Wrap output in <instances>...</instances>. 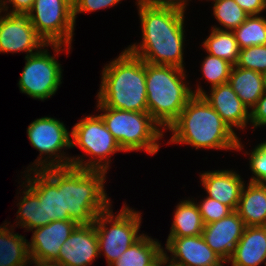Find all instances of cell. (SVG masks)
I'll use <instances>...</instances> for the list:
<instances>
[{"label":"cell","mask_w":266,"mask_h":266,"mask_svg":"<svg viewBox=\"0 0 266 266\" xmlns=\"http://www.w3.org/2000/svg\"><path fill=\"white\" fill-rule=\"evenodd\" d=\"M66 126L60 118L50 115L31 121L26 128L27 138L39 154L22 172L71 166V130Z\"/></svg>","instance_id":"cell-10"},{"label":"cell","mask_w":266,"mask_h":266,"mask_svg":"<svg viewBox=\"0 0 266 266\" xmlns=\"http://www.w3.org/2000/svg\"><path fill=\"white\" fill-rule=\"evenodd\" d=\"M244 221L236 211L222 219L206 224L202 236L206 244L226 263L243 235Z\"/></svg>","instance_id":"cell-19"},{"label":"cell","mask_w":266,"mask_h":266,"mask_svg":"<svg viewBox=\"0 0 266 266\" xmlns=\"http://www.w3.org/2000/svg\"><path fill=\"white\" fill-rule=\"evenodd\" d=\"M121 210L113 212V205L100 213L94 226L97 233L99 257L109 266L145 233L141 231L143 212L124 201ZM141 232V233H140Z\"/></svg>","instance_id":"cell-9"},{"label":"cell","mask_w":266,"mask_h":266,"mask_svg":"<svg viewBox=\"0 0 266 266\" xmlns=\"http://www.w3.org/2000/svg\"><path fill=\"white\" fill-rule=\"evenodd\" d=\"M228 264V265H227ZM260 266L266 264V226H247L238 241L229 266Z\"/></svg>","instance_id":"cell-20"},{"label":"cell","mask_w":266,"mask_h":266,"mask_svg":"<svg viewBox=\"0 0 266 266\" xmlns=\"http://www.w3.org/2000/svg\"><path fill=\"white\" fill-rule=\"evenodd\" d=\"M77 225L73 220H55L29 231L32 233L27 241L31 260L53 263L59 256L62 244Z\"/></svg>","instance_id":"cell-15"},{"label":"cell","mask_w":266,"mask_h":266,"mask_svg":"<svg viewBox=\"0 0 266 266\" xmlns=\"http://www.w3.org/2000/svg\"><path fill=\"white\" fill-rule=\"evenodd\" d=\"M166 145H185L196 151L236 152L240 137L202 95H193L179 117L168 127Z\"/></svg>","instance_id":"cell-2"},{"label":"cell","mask_w":266,"mask_h":266,"mask_svg":"<svg viewBox=\"0 0 266 266\" xmlns=\"http://www.w3.org/2000/svg\"><path fill=\"white\" fill-rule=\"evenodd\" d=\"M211 4V15L215 19V24L209 28L224 31H234L242 24L249 14L245 12L235 0H204ZM217 23V24H216Z\"/></svg>","instance_id":"cell-29"},{"label":"cell","mask_w":266,"mask_h":266,"mask_svg":"<svg viewBox=\"0 0 266 266\" xmlns=\"http://www.w3.org/2000/svg\"><path fill=\"white\" fill-rule=\"evenodd\" d=\"M145 234L109 266H147L162 250L157 238Z\"/></svg>","instance_id":"cell-28"},{"label":"cell","mask_w":266,"mask_h":266,"mask_svg":"<svg viewBox=\"0 0 266 266\" xmlns=\"http://www.w3.org/2000/svg\"><path fill=\"white\" fill-rule=\"evenodd\" d=\"M61 189L63 213L77 224H92L114 203L107 194V171L74 166L42 169Z\"/></svg>","instance_id":"cell-3"},{"label":"cell","mask_w":266,"mask_h":266,"mask_svg":"<svg viewBox=\"0 0 266 266\" xmlns=\"http://www.w3.org/2000/svg\"><path fill=\"white\" fill-rule=\"evenodd\" d=\"M135 6L138 11L141 40L125 48L146 63L187 70L184 61L186 47L189 45V39L186 40L189 29L185 24L188 12L150 5L144 0H135Z\"/></svg>","instance_id":"cell-1"},{"label":"cell","mask_w":266,"mask_h":266,"mask_svg":"<svg viewBox=\"0 0 266 266\" xmlns=\"http://www.w3.org/2000/svg\"><path fill=\"white\" fill-rule=\"evenodd\" d=\"M15 229L5 220L0 225V266H26L31 261L29 239Z\"/></svg>","instance_id":"cell-23"},{"label":"cell","mask_w":266,"mask_h":266,"mask_svg":"<svg viewBox=\"0 0 266 266\" xmlns=\"http://www.w3.org/2000/svg\"><path fill=\"white\" fill-rule=\"evenodd\" d=\"M202 96L236 134L242 136L240 133L248 130L250 110L229 83L207 89Z\"/></svg>","instance_id":"cell-17"},{"label":"cell","mask_w":266,"mask_h":266,"mask_svg":"<svg viewBox=\"0 0 266 266\" xmlns=\"http://www.w3.org/2000/svg\"><path fill=\"white\" fill-rule=\"evenodd\" d=\"M266 13L249 15L234 31L240 49L266 45Z\"/></svg>","instance_id":"cell-30"},{"label":"cell","mask_w":266,"mask_h":266,"mask_svg":"<svg viewBox=\"0 0 266 266\" xmlns=\"http://www.w3.org/2000/svg\"><path fill=\"white\" fill-rule=\"evenodd\" d=\"M125 1V0H124ZM123 0H73V19L76 25L78 15L107 10L121 4Z\"/></svg>","instance_id":"cell-34"},{"label":"cell","mask_w":266,"mask_h":266,"mask_svg":"<svg viewBox=\"0 0 266 266\" xmlns=\"http://www.w3.org/2000/svg\"><path fill=\"white\" fill-rule=\"evenodd\" d=\"M18 179L17 184L19 186H17L18 190H16L17 193L14 196L17 200L14 201L16 203L14 205L17 207L16 218L12 224L11 221L6 219L5 221L10 226L18 227V229L22 228L24 232H29L43 226V203L22 180L20 181V178Z\"/></svg>","instance_id":"cell-21"},{"label":"cell","mask_w":266,"mask_h":266,"mask_svg":"<svg viewBox=\"0 0 266 266\" xmlns=\"http://www.w3.org/2000/svg\"><path fill=\"white\" fill-rule=\"evenodd\" d=\"M170 231L167 237H186L202 235L204 222L199 208L191 197L180 199L173 210Z\"/></svg>","instance_id":"cell-24"},{"label":"cell","mask_w":266,"mask_h":266,"mask_svg":"<svg viewBox=\"0 0 266 266\" xmlns=\"http://www.w3.org/2000/svg\"><path fill=\"white\" fill-rule=\"evenodd\" d=\"M203 195L202 193V196L199 195L197 198L191 196V198L199 208L204 225L218 221L233 212L229 206Z\"/></svg>","instance_id":"cell-32"},{"label":"cell","mask_w":266,"mask_h":266,"mask_svg":"<svg viewBox=\"0 0 266 266\" xmlns=\"http://www.w3.org/2000/svg\"><path fill=\"white\" fill-rule=\"evenodd\" d=\"M266 128V92L250 110V128L253 131ZM253 129V130H252Z\"/></svg>","instance_id":"cell-35"},{"label":"cell","mask_w":266,"mask_h":266,"mask_svg":"<svg viewBox=\"0 0 266 266\" xmlns=\"http://www.w3.org/2000/svg\"><path fill=\"white\" fill-rule=\"evenodd\" d=\"M235 2L249 15L266 13V8L261 0H235Z\"/></svg>","instance_id":"cell-38"},{"label":"cell","mask_w":266,"mask_h":266,"mask_svg":"<svg viewBox=\"0 0 266 266\" xmlns=\"http://www.w3.org/2000/svg\"><path fill=\"white\" fill-rule=\"evenodd\" d=\"M100 71L95 104L124 111L148 112L146 62L124 48Z\"/></svg>","instance_id":"cell-4"},{"label":"cell","mask_w":266,"mask_h":266,"mask_svg":"<svg viewBox=\"0 0 266 266\" xmlns=\"http://www.w3.org/2000/svg\"><path fill=\"white\" fill-rule=\"evenodd\" d=\"M245 226H266V184L246 182L235 210Z\"/></svg>","instance_id":"cell-22"},{"label":"cell","mask_w":266,"mask_h":266,"mask_svg":"<svg viewBox=\"0 0 266 266\" xmlns=\"http://www.w3.org/2000/svg\"><path fill=\"white\" fill-rule=\"evenodd\" d=\"M236 66L262 74L266 71V45H255L240 49Z\"/></svg>","instance_id":"cell-33"},{"label":"cell","mask_w":266,"mask_h":266,"mask_svg":"<svg viewBox=\"0 0 266 266\" xmlns=\"http://www.w3.org/2000/svg\"><path fill=\"white\" fill-rule=\"evenodd\" d=\"M228 83L249 110L265 93L262 74L251 69L234 65Z\"/></svg>","instance_id":"cell-25"},{"label":"cell","mask_w":266,"mask_h":266,"mask_svg":"<svg viewBox=\"0 0 266 266\" xmlns=\"http://www.w3.org/2000/svg\"><path fill=\"white\" fill-rule=\"evenodd\" d=\"M35 0H0V11L29 13Z\"/></svg>","instance_id":"cell-36"},{"label":"cell","mask_w":266,"mask_h":266,"mask_svg":"<svg viewBox=\"0 0 266 266\" xmlns=\"http://www.w3.org/2000/svg\"><path fill=\"white\" fill-rule=\"evenodd\" d=\"M203 55V58L200 61V69L198 70L201 73V77H198L195 81L196 83L191 85V90L193 95H202L205 92V89H210L212 87L218 86L220 84L228 83L230 77V72L233 67L228 61L221 59L219 57L212 56L208 53ZM202 81H200V79ZM204 79V80H203ZM206 82H203L205 81ZM205 86L201 85L203 83ZM207 84V85H206ZM209 87L207 88V86ZM193 86V87H192Z\"/></svg>","instance_id":"cell-26"},{"label":"cell","mask_w":266,"mask_h":266,"mask_svg":"<svg viewBox=\"0 0 266 266\" xmlns=\"http://www.w3.org/2000/svg\"><path fill=\"white\" fill-rule=\"evenodd\" d=\"M72 50L64 44H46L37 53L24 56L25 65L17 83L20 93L42 102L55 96L64 76L58 59L60 54L70 55Z\"/></svg>","instance_id":"cell-8"},{"label":"cell","mask_w":266,"mask_h":266,"mask_svg":"<svg viewBox=\"0 0 266 266\" xmlns=\"http://www.w3.org/2000/svg\"><path fill=\"white\" fill-rule=\"evenodd\" d=\"M147 266H171L168 256L164 250H162Z\"/></svg>","instance_id":"cell-39"},{"label":"cell","mask_w":266,"mask_h":266,"mask_svg":"<svg viewBox=\"0 0 266 266\" xmlns=\"http://www.w3.org/2000/svg\"><path fill=\"white\" fill-rule=\"evenodd\" d=\"M29 15L36 33L46 44L72 47L76 28L73 0H35Z\"/></svg>","instance_id":"cell-11"},{"label":"cell","mask_w":266,"mask_h":266,"mask_svg":"<svg viewBox=\"0 0 266 266\" xmlns=\"http://www.w3.org/2000/svg\"><path fill=\"white\" fill-rule=\"evenodd\" d=\"M261 1H262L263 5H264L265 8H266V0H261Z\"/></svg>","instance_id":"cell-42"},{"label":"cell","mask_w":266,"mask_h":266,"mask_svg":"<svg viewBox=\"0 0 266 266\" xmlns=\"http://www.w3.org/2000/svg\"><path fill=\"white\" fill-rule=\"evenodd\" d=\"M262 79H263V82H264V89H265V92H266V71H264L262 73Z\"/></svg>","instance_id":"cell-41"},{"label":"cell","mask_w":266,"mask_h":266,"mask_svg":"<svg viewBox=\"0 0 266 266\" xmlns=\"http://www.w3.org/2000/svg\"><path fill=\"white\" fill-rule=\"evenodd\" d=\"M86 115L70 129L71 149L79 147L83 152L71 155V166L110 172L112 161L115 159L113 155L125 152L107 129L99 113Z\"/></svg>","instance_id":"cell-7"},{"label":"cell","mask_w":266,"mask_h":266,"mask_svg":"<svg viewBox=\"0 0 266 266\" xmlns=\"http://www.w3.org/2000/svg\"><path fill=\"white\" fill-rule=\"evenodd\" d=\"M188 73L174 66L146 63L148 113L164 131L193 96Z\"/></svg>","instance_id":"cell-5"},{"label":"cell","mask_w":266,"mask_h":266,"mask_svg":"<svg viewBox=\"0 0 266 266\" xmlns=\"http://www.w3.org/2000/svg\"><path fill=\"white\" fill-rule=\"evenodd\" d=\"M26 266H60L56 263H50V262H36V261H30Z\"/></svg>","instance_id":"cell-40"},{"label":"cell","mask_w":266,"mask_h":266,"mask_svg":"<svg viewBox=\"0 0 266 266\" xmlns=\"http://www.w3.org/2000/svg\"><path fill=\"white\" fill-rule=\"evenodd\" d=\"M163 250L171 266H226L202 235L167 237Z\"/></svg>","instance_id":"cell-13"},{"label":"cell","mask_w":266,"mask_h":266,"mask_svg":"<svg viewBox=\"0 0 266 266\" xmlns=\"http://www.w3.org/2000/svg\"><path fill=\"white\" fill-rule=\"evenodd\" d=\"M46 42L36 33L29 13L0 11V54L37 53Z\"/></svg>","instance_id":"cell-12"},{"label":"cell","mask_w":266,"mask_h":266,"mask_svg":"<svg viewBox=\"0 0 266 266\" xmlns=\"http://www.w3.org/2000/svg\"><path fill=\"white\" fill-rule=\"evenodd\" d=\"M22 180L43 203V226L55 220H71L63 213L62 189L43 171L20 172ZM23 176V177H22Z\"/></svg>","instance_id":"cell-18"},{"label":"cell","mask_w":266,"mask_h":266,"mask_svg":"<svg viewBox=\"0 0 266 266\" xmlns=\"http://www.w3.org/2000/svg\"><path fill=\"white\" fill-rule=\"evenodd\" d=\"M208 32L209 35L204 39L202 38L203 41L199 42L201 47L198 48L212 56L228 61L233 66L236 65L239 59L240 47L233 31L210 28Z\"/></svg>","instance_id":"cell-27"},{"label":"cell","mask_w":266,"mask_h":266,"mask_svg":"<svg viewBox=\"0 0 266 266\" xmlns=\"http://www.w3.org/2000/svg\"><path fill=\"white\" fill-rule=\"evenodd\" d=\"M100 258L97 233L92 224H78L53 262L60 266H92Z\"/></svg>","instance_id":"cell-14"},{"label":"cell","mask_w":266,"mask_h":266,"mask_svg":"<svg viewBox=\"0 0 266 266\" xmlns=\"http://www.w3.org/2000/svg\"><path fill=\"white\" fill-rule=\"evenodd\" d=\"M95 108L125 153L144 152L153 157L166 142L164 129L148 112L124 111L102 104Z\"/></svg>","instance_id":"cell-6"},{"label":"cell","mask_w":266,"mask_h":266,"mask_svg":"<svg viewBox=\"0 0 266 266\" xmlns=\"http://www.w3.org/2000/svg\"><path fill=\"white\" fill-rule=\"evenodd\" d=\"M237 168H222L201 171L199 174L200 185L205 196L217 200L236 210L242 189L247 180L242 177Z\"/></svg>","instance_id":"cell-16"},{"label":"cell","mask_w":266,"mask_h":266,"mask_svg":"<svg viewBox=\"0 0 266 266\" xmlns=\"http://www.w3.org/2000/svg\"><path fill=\"white\" fill-rule=\"evenodd\" d=\"M150 5L159 6V7H171L187 12L190 7V2L192 0H144ZM200 2V0H198ZM203 0H201L202 2Z\"/></svg>","instance_id":"cell-37"},{"label":"cell","mask_w":266,"mask_h":266,"mask_svg":"<svg viewBox=\"0 0 266 266\" xmlns=\"http://www.w3.org/2000/svg\"><path fill=\"white\" fill-rule=\"evenodd\" d=\"M260 141L256 140L257 143H254L251 150H247V145L240 139L237 152H241L243 156L247 157L245 159H248L247 166L251 173V176H248V182L266 184V138L263 137V142Z\"/></svg>","instance_id":"cell-31"}]
</instances>
